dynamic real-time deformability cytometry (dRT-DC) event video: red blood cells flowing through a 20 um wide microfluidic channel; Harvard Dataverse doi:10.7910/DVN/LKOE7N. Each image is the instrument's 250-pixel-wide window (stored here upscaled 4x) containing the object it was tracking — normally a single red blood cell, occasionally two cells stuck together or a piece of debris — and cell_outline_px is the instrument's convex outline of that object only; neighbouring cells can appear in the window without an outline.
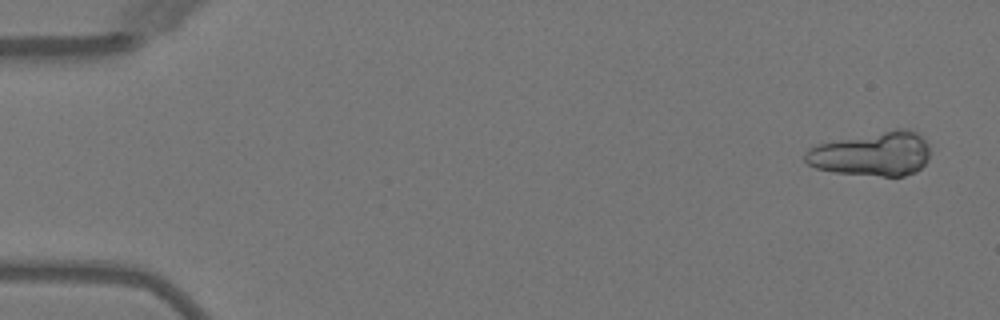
{"species": "Egyptian fruit bat (a non-hibernating species)", "species_latin": "Rousettus aegyptiacus", "temperature_condition": "warm", "stored_images_in_passage": 5, "camera_frame_rate_fps": 3000, "um_per_image_px": 0.085, "animal": {"sex": "female"}, "frame": {"image": 1, "passage_image": 1, "time_ms": 0.0, "image_size_px": [1000, 320], "cell_outline_px": [[928, 160], [916, 172], [904, 176], [880, 176], [832, 172], [816, 168], [808, 164], [804, 160], [804, 152], [808, 148], [820, 144], [896, 128], [908, 128], [916, 132], [928, 144]], "centroid_in_image_um": [74.13, 13.09], "position_along_channel_um": 10.9, "area_um2": 32.02}}